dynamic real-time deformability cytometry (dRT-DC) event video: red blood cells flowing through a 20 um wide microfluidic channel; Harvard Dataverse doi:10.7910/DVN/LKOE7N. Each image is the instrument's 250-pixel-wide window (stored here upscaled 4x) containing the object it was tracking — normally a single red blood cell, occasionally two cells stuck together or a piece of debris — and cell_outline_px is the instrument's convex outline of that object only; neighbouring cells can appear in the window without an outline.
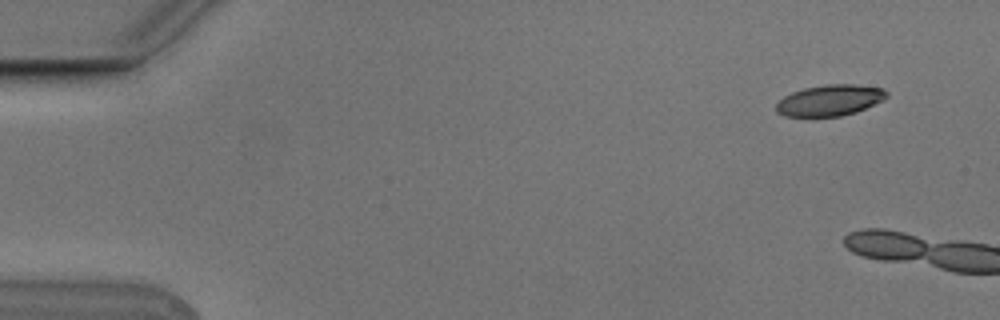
{"species": "Egyptian fruit bat (a non-hibernating species)", "species_latin": "Rousettus aegyptiacus", "temperature_condition": "cold", "stored_images_in_passage": 3, "camera_frame_rate_fps": 3000, "um_per_image_px": 0.085, "animal": {"sex": "male"}, "frame": {"image": 1, "passage_image": 2, "time_ms": 0.333, "image_size_px": [1000, 320], "cell_outline_px": [[888, 96], [884, 100], [856, 112], [840, 116], [784, 116], [776, 112], [776, 104], [784, 96], [792, 92], [804, 88], [828, 84], [856, 84], [884, 88], [888, 92]], "centroid_in_image_um": [70.57, 8.52], "position_along_channel_um": 14.4, "area_um2": 20.06}}